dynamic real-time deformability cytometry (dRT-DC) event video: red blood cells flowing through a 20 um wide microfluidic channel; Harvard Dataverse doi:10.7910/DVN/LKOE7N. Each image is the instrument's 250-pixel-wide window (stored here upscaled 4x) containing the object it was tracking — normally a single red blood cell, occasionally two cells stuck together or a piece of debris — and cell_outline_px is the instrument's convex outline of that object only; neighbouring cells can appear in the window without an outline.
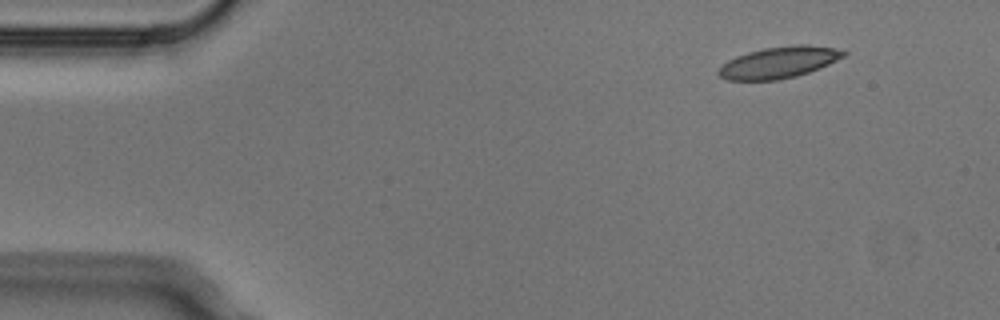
{"species": "Egyptian fruit bat (a non-hibernating species)", "species_latin": "Rousettus aegyptiacus", "temperature_condition": "cold", "stored_images_in_passage": 8, "camera_frame_rate_fps": 3000, "um_per_image_px": 0.085, "animal": {"sex": "male"}, "frame": {"image": 1, "passage_image": 1, "time_ms": 0.0, "image_size_px": [1000, 320], "cell_outline_px": [[848, 52], [844, 56], [820, 68], [796, 76], [776, 80], [728, 80], [720, 76], [716, 72], [728, 60], [736, 56], [748, 52], [764, 48], [792, 44], [808, 44], [832, 48]], "centroid_in_image_um": [66.2, 5.3], "position_along_channel_um": 18.8, "area_um2": 22.77}}
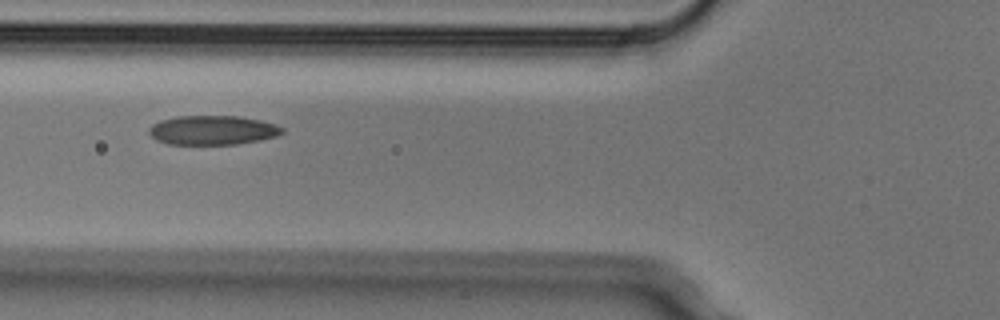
{"frame": {"image": 2, "passage_image": 5, "time_ms": 1.333, "image_size_px": [1000, 320], "cell_outline_px": [[284, 132], [276, 136], [260, 140], [236, 144], [168, 144], [156, 140], [148, 132], [148, 128], [152, 124], [160, 120], [176, 116], [240, 116], [260, 120], [276, 124], [284, 128]], "centroid_in_image_um": [18.06, 11.06], "position_along_channel_um": 107.7, "area_um2": 22.83}}
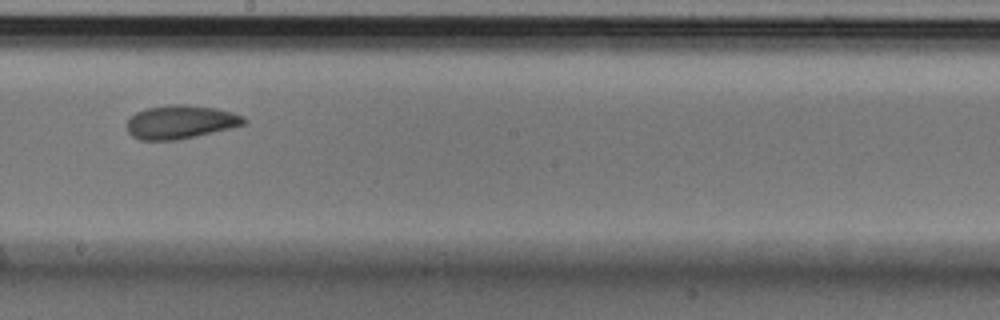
{"frame": {"image": 3, "passage_image": 8, "time_ms": 2.333, "image_size_px": [1000, 320], "cell_outline_px": [[248, 124], [196, 136], [176, 140], [140, 140], [132, 136], [128, 132], [124, 124], [136, 112], [148, 108], [172, 104], [184, 104], [216, 108], [232, 112], [244, 116], [248, 120]], "centroid_in_image_um": [15.36, 10.37], "position_along_channel_um": 232.8, "area_um2": 23.06}}